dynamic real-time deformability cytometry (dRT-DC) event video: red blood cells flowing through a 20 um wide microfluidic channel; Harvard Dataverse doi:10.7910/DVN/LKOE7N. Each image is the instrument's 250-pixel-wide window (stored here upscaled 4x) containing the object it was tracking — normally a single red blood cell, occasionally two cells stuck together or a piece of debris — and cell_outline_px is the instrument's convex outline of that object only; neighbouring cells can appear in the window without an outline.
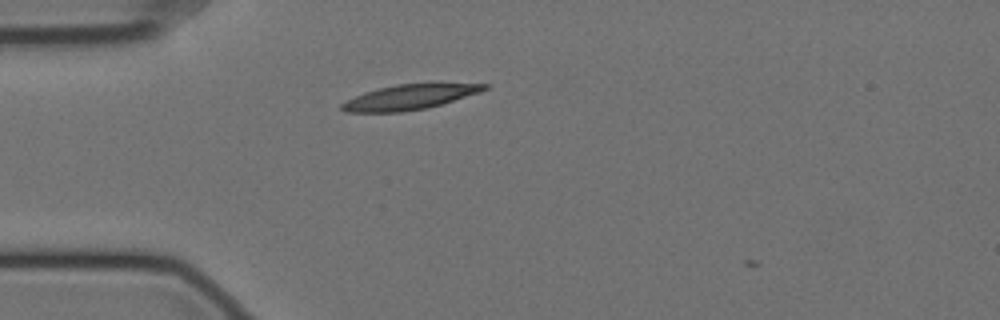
{"species": "Egyptian fruit bat (a non-hibernating species)", "species_latin": "Rousettus aegyptiacus", "temperature_condition": "cold", "stored_images_in_passage": 2, "camera_frame_rate_fps": 3000, "um_per_image_px": 0.085, "animal": {"sex": "female"}, "frame": {"image": 1, "passage_image": 1, "time_ms": 0.0, "image_size_px": [1000, 320], "cell_outline_px": [[492, 84], [488, 88], [480, 92], [440, 104], [424, 108], [400, 112], [344, 112], [340, 108], [340, 104], [364, 92], [396, 84]], "centroid_in_image_um": [34.77, 8.26], "position_along_channel_um": 50.2, "area_um2": 20.23}}